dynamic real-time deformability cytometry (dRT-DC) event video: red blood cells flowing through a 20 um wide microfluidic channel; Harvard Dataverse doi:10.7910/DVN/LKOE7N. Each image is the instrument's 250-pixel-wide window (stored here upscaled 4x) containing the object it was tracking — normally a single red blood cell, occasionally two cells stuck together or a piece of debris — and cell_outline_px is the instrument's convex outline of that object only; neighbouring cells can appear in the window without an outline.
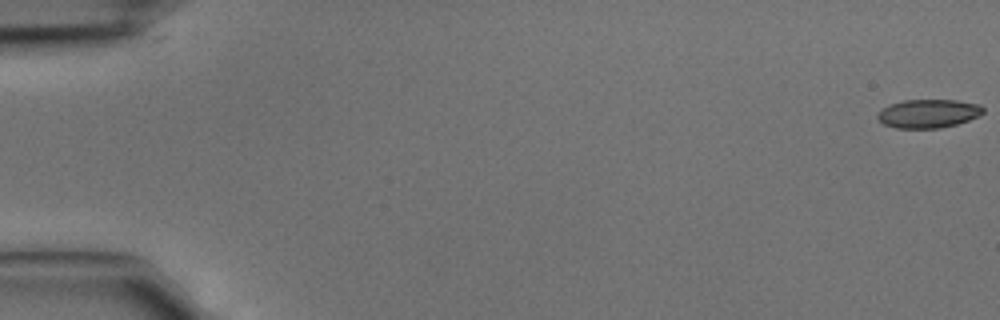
{"species": "common noctule bat (a hibernating species)", "species_latin": "Nyctalus noctula", "temperature_condition": "cold", "stored_images_in_passage": 5, "camera_frame_rate_fps": 3000, "um_per_image_px": 0.085, "animal": {"sex": "male", "body_mass_g": 15.6}, "frame": {"image": 1, "passage_image": 1, "time_ms": 0.0, "image_size_px": [1000, 320], "cell_outline_px": [[984, 112], [980, 116], [956, 124], [940, 128], [896, 128], [884, 124], [876, 116], [884, 108], [892, 104], [904, 100], [956, 100], [980, 104], [984, 108]], "centroid_in_image_um": [78.96, 9.65], "position_along_channel_um": 6.0, "area_um2": 17.46}}
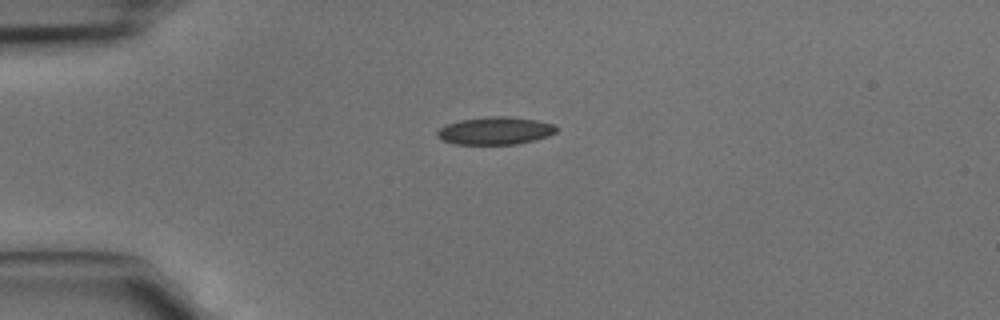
{"frame": {"image": 2, "passage_image": 4, "time_ms": 1.0, "image_size_px": [1000, 320], "cell_outline_px": [[556, 132], [548, 136], [536, 140], [520, 144], [452, 144], [436, 136], [436, 132], [440, 128], [448, 124], [460, 120], [484, 116], [504, 116], [536, 120], [552, 124], [556, 128]], "centroid_in_image_um": [42.08, 11.12], "position_along_channel_um": 42.9, "area_um2": 19.19}}